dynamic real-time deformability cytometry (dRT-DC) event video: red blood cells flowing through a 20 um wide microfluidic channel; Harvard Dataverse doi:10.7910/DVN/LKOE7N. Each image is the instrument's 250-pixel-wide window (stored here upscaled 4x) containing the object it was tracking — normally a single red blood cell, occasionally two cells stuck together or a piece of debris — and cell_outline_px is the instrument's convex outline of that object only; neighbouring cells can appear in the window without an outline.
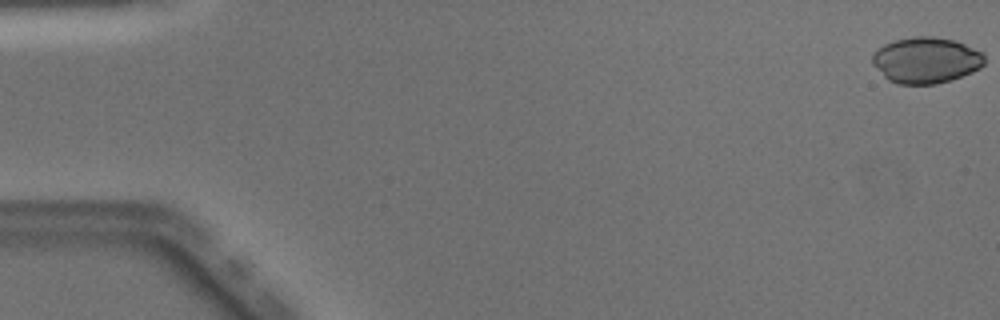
{"species": "Egyptian fruit bat (a non-hibernating species)", "species_latin": "Rousettus aegyptiacus", "temperature_condition": "warm", "stored_images_in_passage": 50, "camera_frame_rate_fps": 3000, "um_per_image_px": 0.085, "animal": {"sex": "male"}, "frame": {"image": 1, "passage_image": 1, "time_ms": 0.0, "image_size_px": [1000, 320], "cell_outline_px": [[984, 64], [980, 68], [972, 72], [936, 84], [896, 84], [888, 80], [872, 64], [872, 52], [884, 44], [896, 40], [912, 36], [932, 36], [956, 40], [984, 52]], "centroid_in_image_um": [78.71, 5.1], "position_along_channel_um": 6.3, "area_um2": 30.29}}
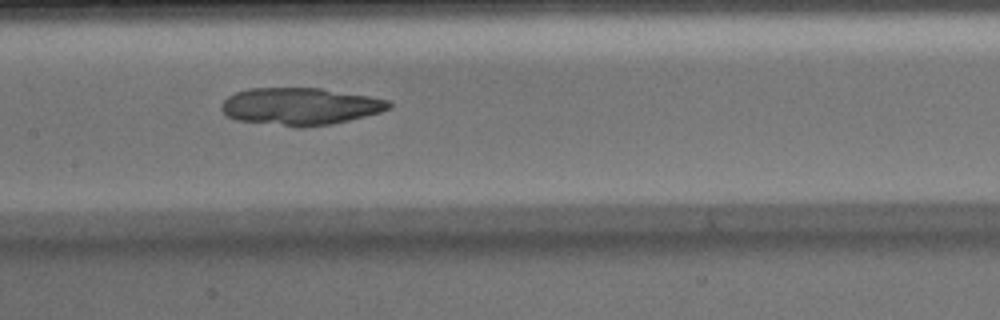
{"frame": {"image": 2, "passage_image": 25, "time_ms": 8.0, "image_size_px": [1000, 320], "cell_outline_px": [[392, 108], [380, 112], [332, 124], [304, 128], [296, 128], [236, 120], [228, 116], [220, 108], [220, 104], [228, 96], [236, 92], [248, 88], [320, 88], [368, 96], [388, 100], [392, 104]], "centroid_in_image_um": [25.49, 9.05], "position_along_channel_um": 181.9, "area_um2": 36.59}}
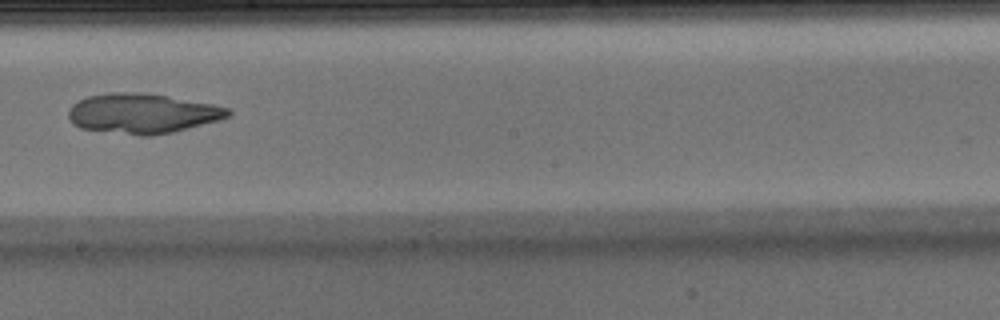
{"frame": {"image": 3, "passage_image": 29, "time_ms": 9.333, "image_size_px": [1000, 320], "cell_outline_px": [[232, 112], [228, 116], [220, 120], [172, 132], [152, 136], [140, 136], [80, 128], [72, 124], [68, 116], [68, 108], [72, 104], [88, 96], [112, 92], [144, 92], [168, 96], [212, 104], [228, 108]], "centroid_in_image_um": [12.08, 9.64], "position_along_channel_um": 236.1, "area_um2": 37.22}}